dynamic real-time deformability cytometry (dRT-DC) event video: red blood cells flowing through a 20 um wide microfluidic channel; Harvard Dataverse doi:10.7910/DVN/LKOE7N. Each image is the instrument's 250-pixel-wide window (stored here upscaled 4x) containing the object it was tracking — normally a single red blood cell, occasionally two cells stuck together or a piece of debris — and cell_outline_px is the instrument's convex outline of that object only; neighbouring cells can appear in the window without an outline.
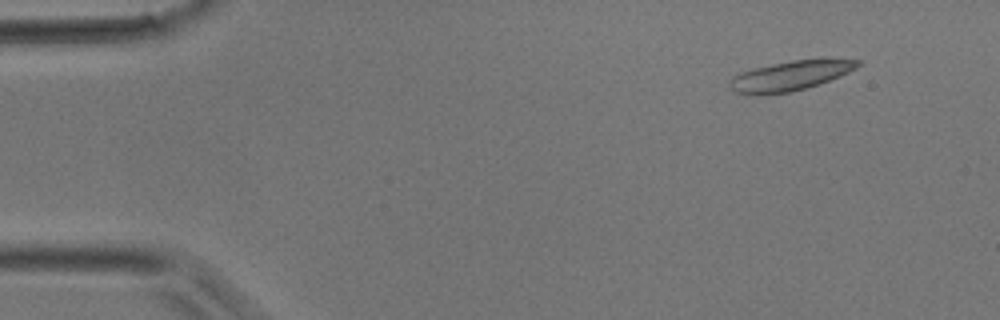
{"species": "common noctule bat (a hibernating species)", "species_latin": "Nyctalus noctula", "temperature_condition": "room temperature", "stored_images_in_passage": 33, "camera_frame_rate_fps": 3000, "um_per_image_px": 0.085, "animal": {"sex": "male", "body_mass_g": 17.9}, "frame": {"image": 1, "passage_image": 1, "time_ms": 0.0, "image_size_px": [1000, 320], "cell_outline_px": [[864, 60], [856, 68], [840, 76], [792, 92], [760, 96], [736, 92], [728, 88], [728, 84], [732, 76], [740, 72], [752, 68], [792, 60]], "centroid_in_image_um": [67.06, 6.47], "position_along_channel_um": 17.9, "area_um2": 22.02}}
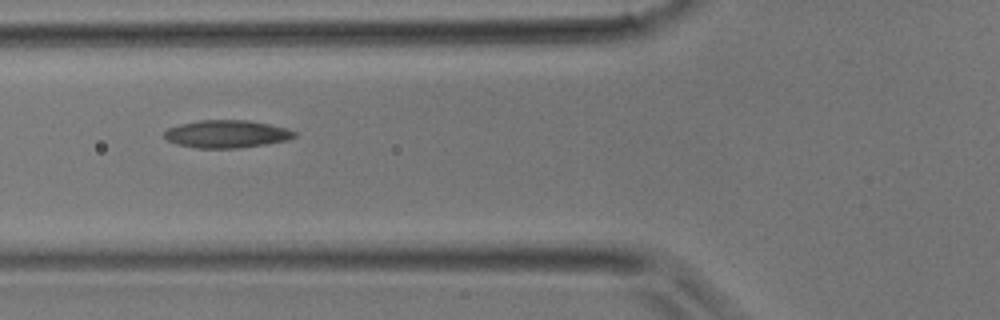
{"frame": {"image": 2, "passage_image": 11, "time_ms": 3.333, "image_size_px": [1000, 320], "cell_outline_px": [[296, 136], [288, 140], [240, 148], [196, 148], [176, 144], [168, 140], [164, 136], [164, 132], [168, 128], [180, 124], [200, 120], [248, 120], [288, 128], [296, 132]], "centroid_in_image_um": [19.27, 11.39], "position_along_channel_um": 106.5, "area_um2": 20.98}}
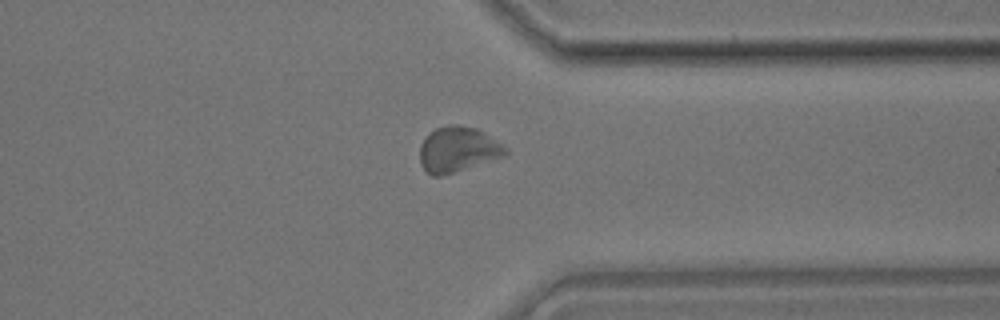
{"frame": {"image": 3, "passage_image": 27, "time_ms": 8.667, "image_size_px": [1000, 320], "cell_outline_px": [[508, 152], [504, 156], [440, 176], [432, 176], [420, 164], [420, 144], [428, 132], [436, 128], [452, 124], [460, 124], [476, 128], [496, 140], [508, 148]], "centroid_in_image_um": [38.89, 12.68], "position_along_channel_um": 372.5, "area_um2": 22.48}}